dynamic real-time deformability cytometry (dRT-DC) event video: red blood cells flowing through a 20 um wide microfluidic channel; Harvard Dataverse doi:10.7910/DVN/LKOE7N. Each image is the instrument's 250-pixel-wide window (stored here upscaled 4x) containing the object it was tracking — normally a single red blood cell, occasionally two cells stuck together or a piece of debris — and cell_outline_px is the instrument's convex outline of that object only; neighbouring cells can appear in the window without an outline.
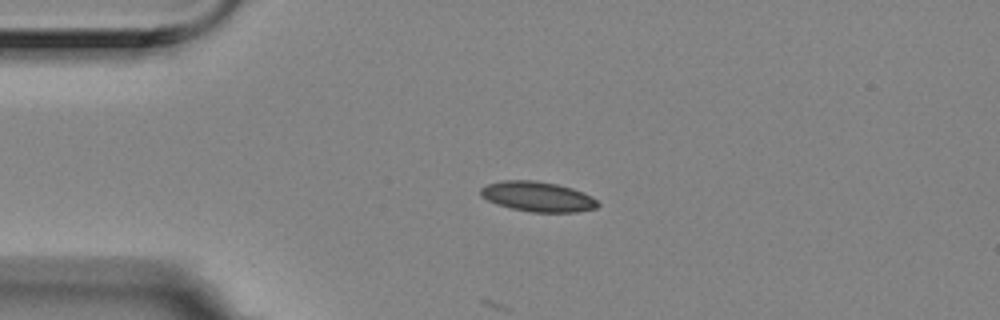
{"species": "Egyptian fruit bat (a non-hibernating species)", "species_latin": "Rousettus aegyptiacus", "temperature_condition": "room temperature", "stored_images_in_passage": 3, "camera_frame_rate_fps": 3000, "um_per_image_px": 0.085, "animal": {"sex": "female"}, "frame": {"image": 1, "passage_image": 1, "time_ms": 0.0, "image_size_px": [1000, 320], "cell_outline_px": [[600, 204], [596, 208], [576, 212], [532, 212], [512, 208], [496, 204], [480, 196], [480, 188], [488, 184], [504, 180], [536, 180], [556, 184], [572, 188], [584, 192], [592, 196]], "centroid_in_image_um": [45.71, 16.71], "position_along_channel_um": 39.3, "area_um2": 20.52}}
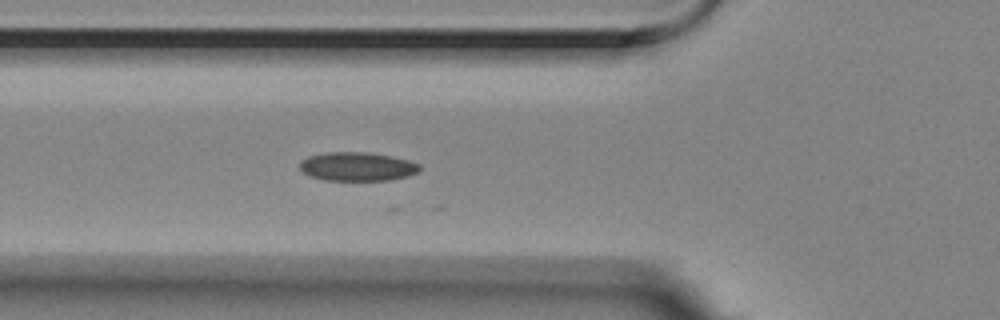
{"frame": {"image": 2, "passage_image": 3, "time_ms": 0.667, "image_size_px": [1000, 320], "cell_outline_px": [[420, 168], [416, 172], [408, 176], [388, 180], [324, 180], [308, 176], [300, 168], [300, 160], [308, 156], [324, 152], [368, 152], [392, 156], [408, 160], [420, 164]], "centroid_in_image_um": [30.33, 14.15], "position_along_channel_um": 95.5, "area_um2": 20.17}}